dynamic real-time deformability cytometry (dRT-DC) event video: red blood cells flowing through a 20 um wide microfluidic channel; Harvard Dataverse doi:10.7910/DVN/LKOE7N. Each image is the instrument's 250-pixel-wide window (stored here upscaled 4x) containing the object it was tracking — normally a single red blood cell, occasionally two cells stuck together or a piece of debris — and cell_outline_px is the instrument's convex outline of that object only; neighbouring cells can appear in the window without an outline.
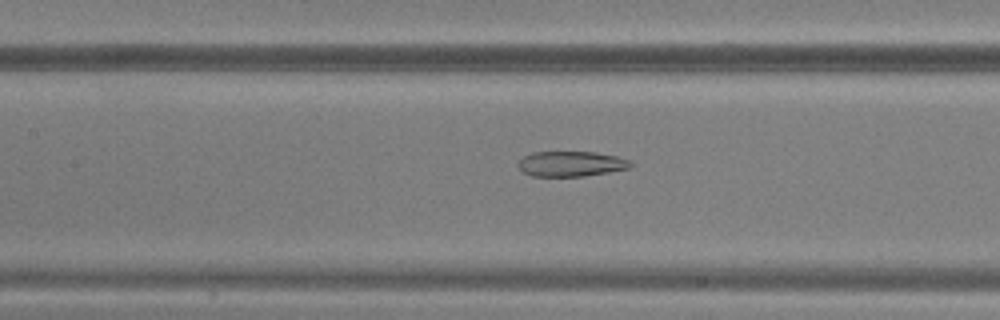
{"species": "common noctule bat (a hibernating species)", "species_latin": "Nyctalus noctula", "temperature_condition": "warm", "stored_images_in_passage": 49, "camera_frame_rate_fps": 3000, "um_per_image_px": 0.085, "animal": {"sex": "male", "body_mass_g": 20.5, "forearm_length_mm": 52.5}, "frame": {"image": 1, "passage_image": 23, "time_ms": 7.333, "image_size_px": [1000, 320], "cell_outline_px": [[632, 164], [628, 168], [608, 172], [584, 176], [532, 176], [524, 172], [516, 164], [524, 156], [532, 152], [596, 152], [616, 156], [628, 160]], "centroid_in_image_um": [48.51, 13.92], "position_along_channel_um": 158.9, "area_um2": 16.36}}
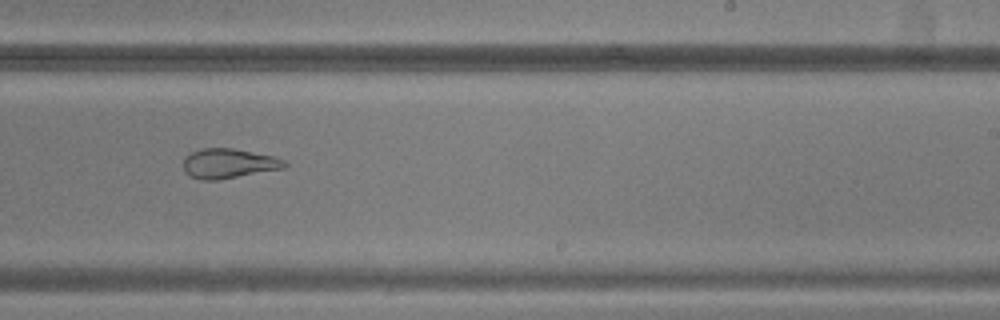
{"frame": {"image": 2, "passage_image": 31, "time_ms": 10.0, "image_size_px": [1000, 320], "cell_outline_px": [[288, 164], [284, 168], [216, 180], [200, 180], [184, 172], [184, 156], [200, 148], [232, 148], [272, 156], [284, 160]], "centroid_in_image_um": [19.4, 13.89], "position_along_channel_um": 269.6, "area_um2": 17.34}}
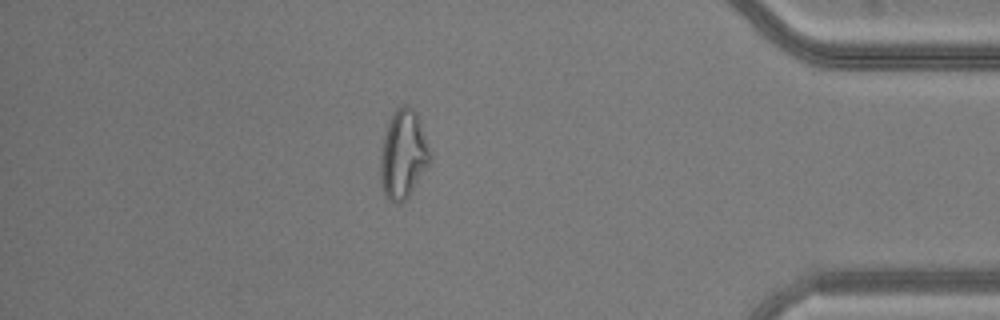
{"frame": {"image": 3, "passage_image": 43, "time_ms": 14.0, "image_size_px": [1000, 320], "cell_outline_px": [[432, 156], [428, 164], [408, 196], [400, 204], [396, 204], [388, 200], [384, 196], [380, 184], [380, 156], [384, 136], [388, 124], [396, 108], [400, 104], [408, 104], [416, 112], [420, 120]], "centroid_in_image_um": [34.25, 13.13], "position_along_channel_um": 400.9, "area_um2": 25.66}}